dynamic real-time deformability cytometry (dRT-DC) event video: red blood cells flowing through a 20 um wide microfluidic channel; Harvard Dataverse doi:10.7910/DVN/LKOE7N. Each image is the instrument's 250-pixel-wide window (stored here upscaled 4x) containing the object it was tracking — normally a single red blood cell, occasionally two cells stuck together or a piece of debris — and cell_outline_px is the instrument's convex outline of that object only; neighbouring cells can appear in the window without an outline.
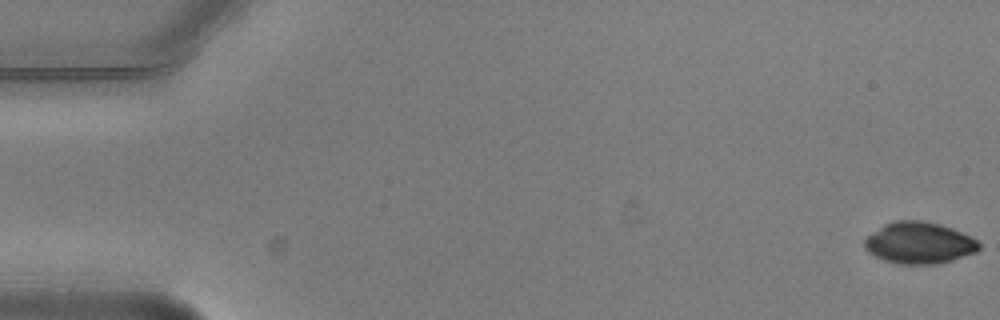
{"species": "common noctule bat (a hibernating species)", "species_latin": "Nyctalus noctula", "temperature_condition": "warm", "stored_images_in_passage": 5, "camera_frame_rate_fps": 3000, "um_per_image_px": 0.085, "animal": {"sex": "male", "body_mass_g": 20.5, "forearm_length_mm": 52.5}, "frame": {"image": 1, "passage_image": 1, "time_ms": 0.0, "image_size_px": [1000, 320], "cell_outline_px": [[980, 248], [976, 252], [952, 260], [936, 264], [896, 264], [884, 260], [868, 252], [864, 248], [864, 240], [868, 236], [884, 224], [896, 220], [920, 220], [940, 224], [952, 228], [976, 240], [980, 244]], "centroid_in_image_um": [78.11, 20.65], "position_along_channel_um": 6.9, "area_um2": 27.63}}
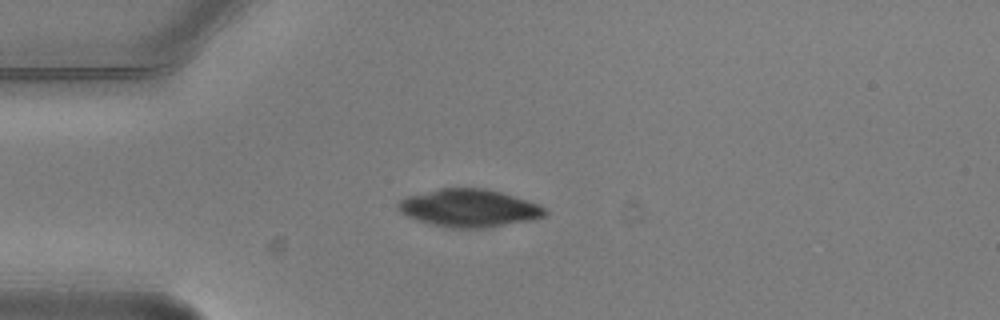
{"frame": {"image": 2, "passage_image": 5, "time_ms": 1.333, "image_size_px": [1000, 320], "cell_outline_px": [[548, 212], [544, 216], [536, 220], [492, 228], [452, 228], [432, 224], [416, 220], [400, 212], [396, 208], [396, 204], [400, 200], [408, 196], [440, 188], [484, 188], [500, 192], [540, 204]], "centroid_in_image_um": [39.91, 17.7], "position_along_channel_um": 45.1, "area_um2": 32.6}}